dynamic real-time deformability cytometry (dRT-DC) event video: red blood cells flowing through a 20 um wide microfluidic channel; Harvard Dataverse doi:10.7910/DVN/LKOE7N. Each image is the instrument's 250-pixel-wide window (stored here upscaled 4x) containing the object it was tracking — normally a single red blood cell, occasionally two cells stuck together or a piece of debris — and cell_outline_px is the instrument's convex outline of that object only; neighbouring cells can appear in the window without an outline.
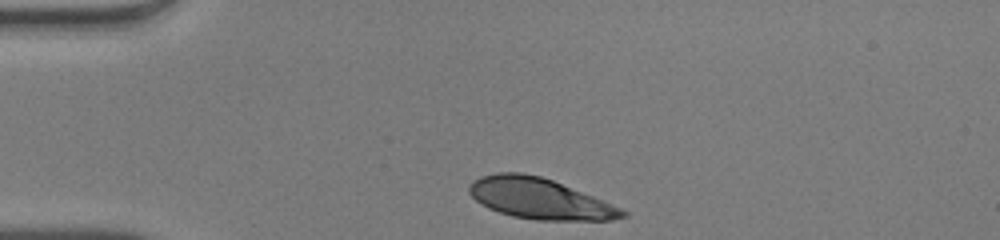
{"species": "human", "species_latin": "Homo sapiens", "temperature_condition": "warm", "stored_images_in_passage": 31, "camera_frame_rate_fps": 3000, "um_per_image_px": 0.085, "donor": {"sex": "male"}, "frame": {"image": 1, "passage_image": 1, "time_ms": 0.0, "image_size_px": [1000, 240], "cell_outline_px": [[628, 216], [612, 220], [536, 220], [512, 216], [488, 208], [480, 204], [468, 192], [468, 188], [472, 180], [480, 176], [496, 172], [520, 172], [540, 176], [552, 180], [592, 196], [620, 208], [628, 212]], "centroid_in_image_um": [45.82, 16.88], "position_along_channel_um": 39.2, "area_um2": 36.18}}
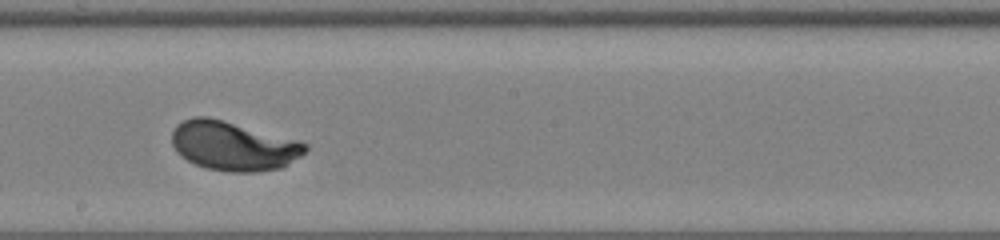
{"frame": {"image": 2, "passage_image": 18, "time_ms": 5.667, "image_size_px": [1000, 240], "cell_outline_px": [[308, 148], [300, 156], [288, 164], [280, 168], [256, 172], [228, 172], [208, 168], [196, 164], [188, 160], [172, 144], [172, 132], [176, 124], [192, 116], [208, 116], [296, 140], [308, 144]], "centroid_in_image_um": [19.83, 12.4], "position_along_channel_um": 228.4, "area_um2": 37.74}}
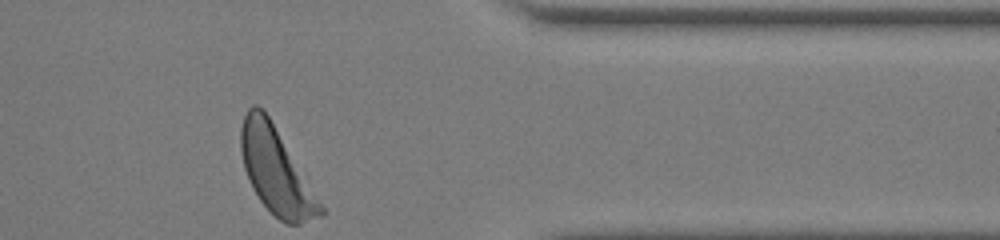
{"frame": {"image": 3, "passage_image": 31, "time_ms": 10.0, "image_size_px": [1000, 240], "cell_outline_px": [[324, 216], [300, 224], [284, 224], [260, 200], [252, 188], [244, 168], [240, 148], [240, 128], [244, 116], [248, 108], [252, 104], [256, 104], [264, 108], [324, 208]], "centroid_in_image_um": [23.44, 14.52], "position_along_channel_um": 388.0, "area_um2": 39.42}, "authors_computed_cell_mechanics": {"area_um2": 37.8012, "velocity_mm_per_s": 4.0359, "shape_relaxation_time_tau1_ms": 1.9481, "shape_relaxation_time_tau2_ms": null, "deformation_change_tau1": 0.1764, "deformation_change_tau2": null}}